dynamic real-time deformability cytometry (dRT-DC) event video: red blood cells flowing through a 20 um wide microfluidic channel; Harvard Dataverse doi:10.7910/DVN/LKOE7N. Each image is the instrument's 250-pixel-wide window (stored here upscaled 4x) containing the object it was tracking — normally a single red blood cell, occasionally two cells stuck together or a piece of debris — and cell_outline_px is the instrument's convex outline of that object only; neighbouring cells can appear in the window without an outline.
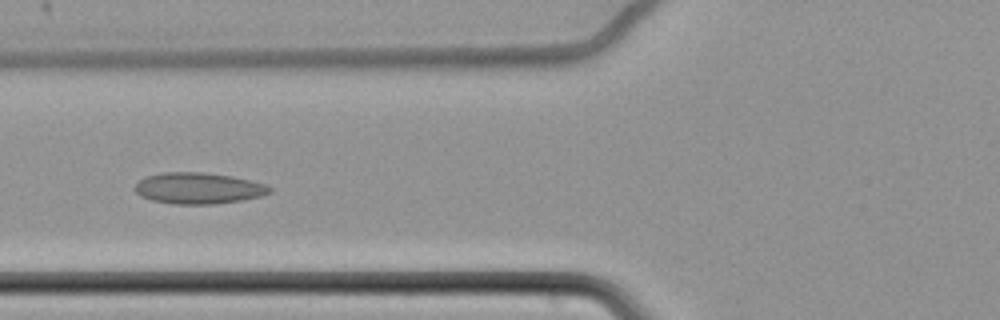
{"species": "common noctule bat (a hibernating species)", "species_latin": "Nyctalus noctula", "temperature_condition": "cold", "stored_images_in_passage": 10, "camera_frame_rate_fps": 3000, "um_per_image_px": 0.085, "animal": {"sex": "female", "body_mass_g": 22.7, "forearm_length_mm": 54.2}, "frame": {"image": 1, "passage_image": 7, "time_ms": 2.0, "image_size_px": [1000, 320], "cell_outline_px": [[272, 192], [260, 196], [240, 200], [212, 204], [172, 204], [152, 200], [140, 196], [132, 188], [144, 176], [160, 172], [204, 172], [232, 176], [268, 184], [272, 188]], "centroid_in_image_um": [16.84, 15.99], "position_along_channel_um": 109.0, "area_um2": 24.74}}
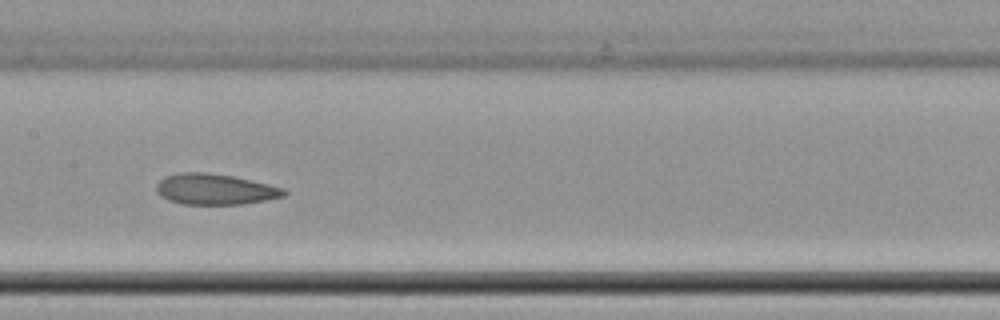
{"frame": {"image": 2, "passage_image": 9, "time_ms": 2.667, "image_size_px": [1000, 320], "cell_outline_px": [[288, 192], [284, 196], [244, 204], [184, 204], [168, 200], [160, 196], [156, 192], [156, 184], [164, 176], [180, 172], [204, 172], [232, 176], [268, 184], [284, 188]], "centroid_in_image_um": [18.24, 16.08], "position_along_channel_um": 189.2, "area_um2": 22.89}}
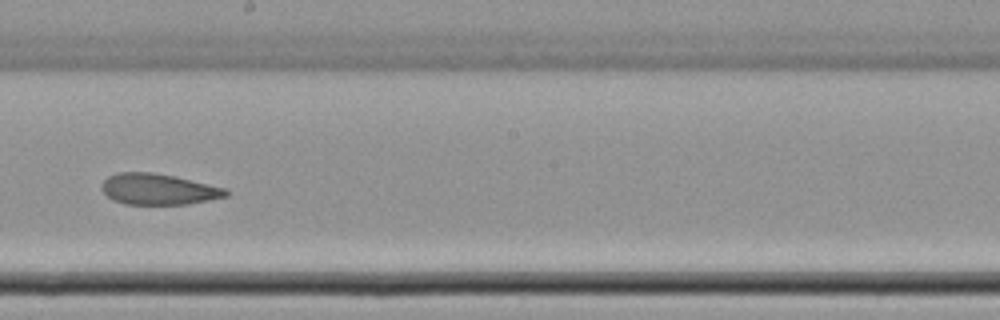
{"frame": {"image": 3, "passage_image": 10, "time_ms": 3.0, "image_size_px": [1000, 320], "cell_outline_px": [[232, 192], [228, 196], [188, 204], [124, 204], [112, 200], [100, 188], [100, 184], [108, 176], [120, 172], [152, 172], [172, 176], [224, 188]], "centroid_in_image_um": [13.43, 16.09], "position_along_channel_um": 234.8, "area_um2": 22.31}}